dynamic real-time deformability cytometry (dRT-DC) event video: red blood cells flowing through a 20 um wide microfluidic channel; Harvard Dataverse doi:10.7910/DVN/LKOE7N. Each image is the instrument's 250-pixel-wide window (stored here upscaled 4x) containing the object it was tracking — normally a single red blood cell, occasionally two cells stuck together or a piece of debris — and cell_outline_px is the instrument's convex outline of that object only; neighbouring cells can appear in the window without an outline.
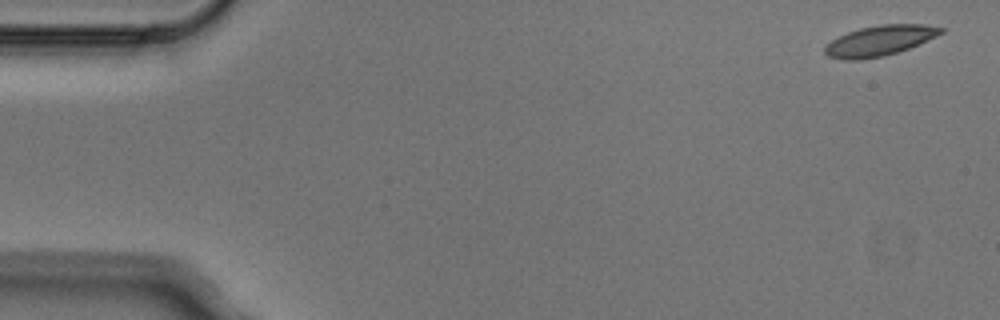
{"species": "Egyptian fruit bat (a non-hibernating species)", "species_latin": "Rousettus aegyptiacus", "temperature_condition": "cold", "stored_images_in_passage": 5, "segment_of_instrument_passage": [2, 2], "camera_frame_rate_fps": 3000, "um_per_image_px": 0.085, "animal": {"sex": "male"}, "frame": {"image": 1, "passage_image": 5, "time_ms": 1.333, "image_size_px": [1000, 320], "cell_outline_px": [[944, 32], [936, 36], [908, 48], [884, 56], [860, 60], [844, 60], [828, 56], [824, 52], [824, 48], [832, 40], [848, 32], [860, 28], [880, 24], [924, 24], [944, 28]], "centroid_in_image_um": [74.76, 3.46], "position_along_channel_um": 10.2, "area_um2": 20.29}}